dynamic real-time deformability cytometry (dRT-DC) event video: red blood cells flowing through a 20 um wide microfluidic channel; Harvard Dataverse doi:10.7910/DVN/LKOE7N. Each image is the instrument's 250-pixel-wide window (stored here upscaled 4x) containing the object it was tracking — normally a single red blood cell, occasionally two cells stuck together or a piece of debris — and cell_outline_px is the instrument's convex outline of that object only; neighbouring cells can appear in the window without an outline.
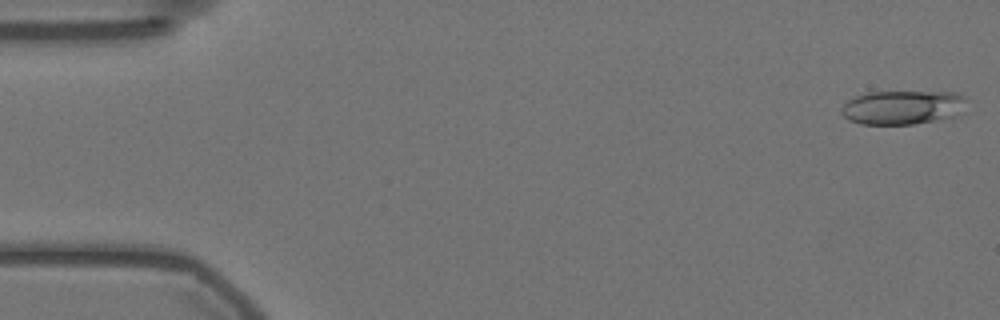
{"species": "Egyptian fruit bat (a non-hibernating species)", "species_latin": "Rousettus aegyptiacus", "temperature_condition": "warm", "stored_images_in_passage": 17, "camera_frame_rate_fps": 3000, "um_per_image_px": 0.085, "animal": {"sex": "female"}, "frame": {"image": 1, "passage_image": 1, "time_ms": 0.0, "image_size_px": [1000, 320], "cell_outline_px": [[968, 96], [964, 112], [960, 116], [912, 124], [860, 124], [848, 120], [840, 112], [840, 108], [848, 100], [856, 96], [868, 92], [956, 92]], "centroid_in_image_um": [76.79, 9.12], "position_along_channel_um": 8.2, "area_um2": 25.32}}
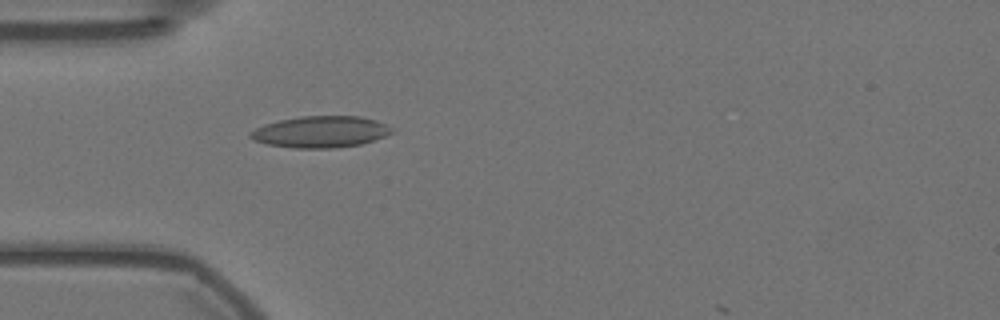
{"frame": {"image": 2, "passage_image": 16, "time_ms": 5.0, "image_size_px": [1000, 320], "cell_outline_px": [[396, 132], [360, 144], [332, 148], [296, 148], [268, 144], [256, 140], [248, 136], [248, 132], [264, 124], [280, 120], [300, 116], [360, 116], [376, 120], [396, 128]], "centroid_in_image_um": [27.29, 11.19], "position_along_channel_um": 57.7, "area_um2": 25.95}}